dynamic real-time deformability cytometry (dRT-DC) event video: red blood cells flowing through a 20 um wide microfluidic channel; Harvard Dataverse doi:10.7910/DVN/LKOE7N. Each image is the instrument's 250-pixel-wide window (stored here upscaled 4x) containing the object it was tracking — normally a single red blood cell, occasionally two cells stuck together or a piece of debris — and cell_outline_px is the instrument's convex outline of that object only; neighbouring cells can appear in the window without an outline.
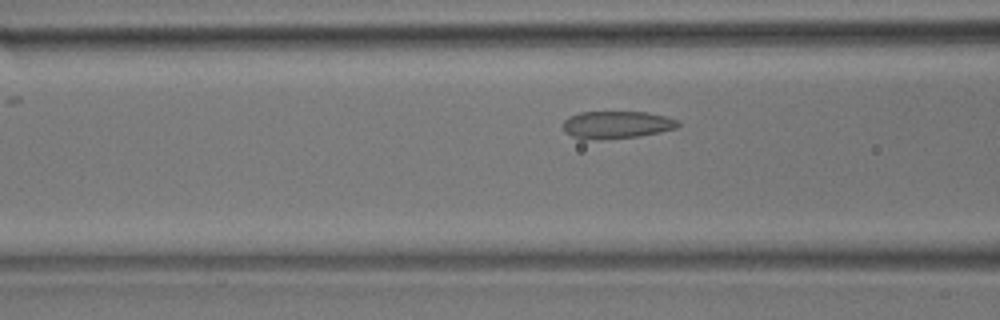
{"species": "common noctule bat (a hibernating species)", "species_latin": "Nyctalus noctula", "temperature_condition": "room temperature", "stored_images_in_passage": 38, "camera_frame_rate_fps": 3000, "um_per_image_px": 0.085, "animal": {"sex": "male", "body_mass_g": 17.9}, "frame": {"image": 1, "passage_image": 7, "time_ms": 2.0, "image_size_px": [1000, 320], "cell_outline_px": [[680, 124], [676, 128], [660, 132], [640, 136], [584, 140], [572, 136], [564, 132], [564, 120], [568, 116], [580, 112], [648, 112], [680, 120]], "centroid_in_image_um": [52.41, 10.6], "position_along_channel_um": 114.2, "area_um2": 18.44}}
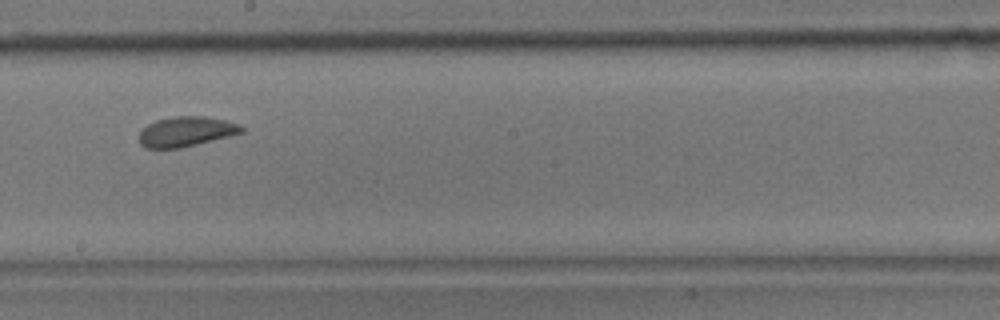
{"frame": {"image": 2, "passage_image": 16, "time_ms": 5.0, "image_size_px": [1000, 320], "cell_outline_px": [[244, 132], [180, 148], [144, 148], [140, 144], [140, 132], [148, 124], [156, 120], [172, 116], [204, 116], [224, 120], [240, 124], [244, 128]], "centroid_in_image_um": [15.81, 11.18], "position_along_channel_um": 232.4, "area_um2": 17.74}}
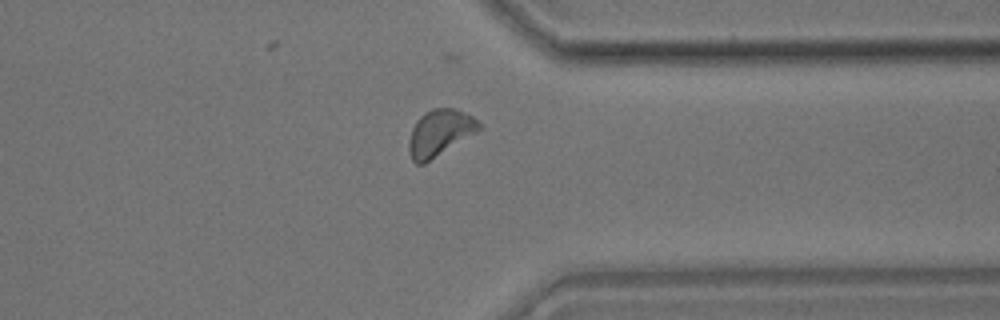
{"frame": {"image": 3, "passage_image": 27, "time_ms": 8.667, "image_size_px": [1000, 320], "cell_outline_px": [[484, 128], [424, 164], [416, 164], [412, 160], [408, 152], [408, 144], [412, 128], [416, 120], [424, 112], [432, 108], [456, 108], [472, 116], [484, 124]], "centroid_in_image_um": [37.4, 11.28], "position_along_channel_um": 374.0, "area_um2": 19.31}}